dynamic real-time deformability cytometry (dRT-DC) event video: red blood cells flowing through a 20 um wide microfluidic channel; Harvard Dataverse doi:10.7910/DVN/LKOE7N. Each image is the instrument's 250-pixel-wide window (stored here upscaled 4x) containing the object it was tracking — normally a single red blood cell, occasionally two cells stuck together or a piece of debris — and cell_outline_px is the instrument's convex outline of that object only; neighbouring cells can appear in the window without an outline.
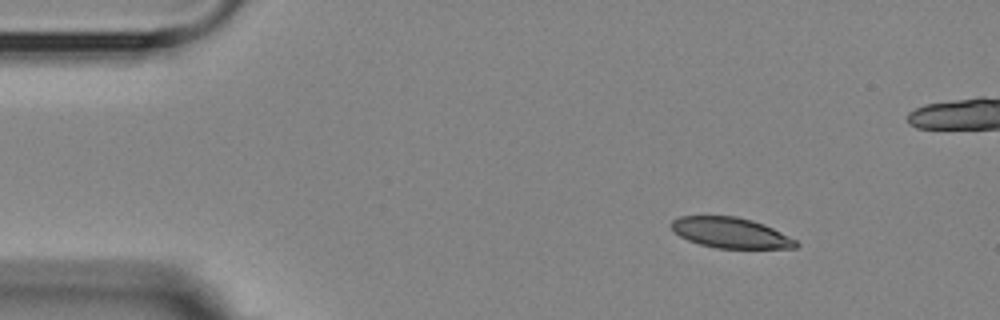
{"species": "Egyptian fruit bat (a non-hibernating species)", "species_latin": "Rousettus aegyptiacus", "temperature_condition": "room temperature", "stored_images_in_passage": 4, "camera_frame_rate_fps": 3000, "um_per_image_px": 0.085, "animal": {"sex": "female"}, "frame": {"image": 1, "passage_image": 1, "time_ms": 0.0, "image_size_px": [1000, 320], "cell_outline_px": [[800, 244], [796, 248], [716, 248], [700, 244], [688, 240], [672, 232], [672, 220], [680, 216], [736, 216], [752, 220], [764, 224], [796, 240]], "centroid_in_image_um": [62.09, 19.78], "position_along_channel_um": 22.9, "area_um2": 22.08}}